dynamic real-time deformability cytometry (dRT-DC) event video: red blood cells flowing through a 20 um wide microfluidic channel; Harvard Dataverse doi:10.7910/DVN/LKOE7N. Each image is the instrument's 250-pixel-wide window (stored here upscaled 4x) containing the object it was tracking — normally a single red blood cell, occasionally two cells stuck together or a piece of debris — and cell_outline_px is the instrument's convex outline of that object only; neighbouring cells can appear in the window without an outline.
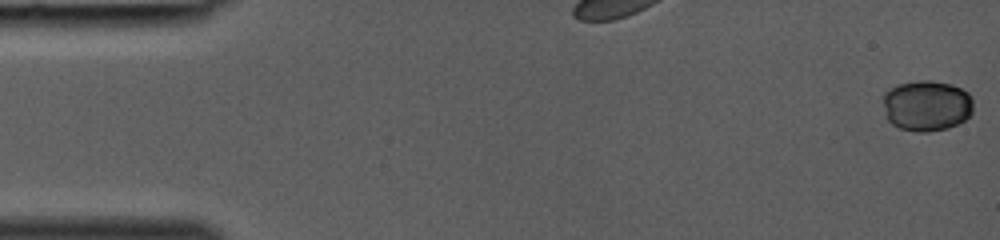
{"species": "common noctule bat (a hibernating species)", "species_latin": "Nyctalus noctula", "temperature_condition": "room temperature", "stored_images_in_passage": 20, "camera_frame_rate_fps": 3000, "um_per_image_px": 0.085, "animal": {"sex": "female", "body_mass_g": 19.0, "forearm_length_mm": 53.3}, "frame": {"image": 1, "passage_image": 1, "time_ms": 0.0, "image_size_px": [1000, 240], "cell_outline_px": [[972, 112], [964, 120], [948, 128], [928, 132], [916, 132], [900, 128], [892, 124], [888, 120], [884, 104], [884, 92], [888, 88], [900, 84], [916, 80], [932, 80], [952, 84], [968, 92], [972, 96]], "centroid_in_image_um": [78.77, 8.97], "position_along_channel_um": 6.2, "area_um2": 26.82}}